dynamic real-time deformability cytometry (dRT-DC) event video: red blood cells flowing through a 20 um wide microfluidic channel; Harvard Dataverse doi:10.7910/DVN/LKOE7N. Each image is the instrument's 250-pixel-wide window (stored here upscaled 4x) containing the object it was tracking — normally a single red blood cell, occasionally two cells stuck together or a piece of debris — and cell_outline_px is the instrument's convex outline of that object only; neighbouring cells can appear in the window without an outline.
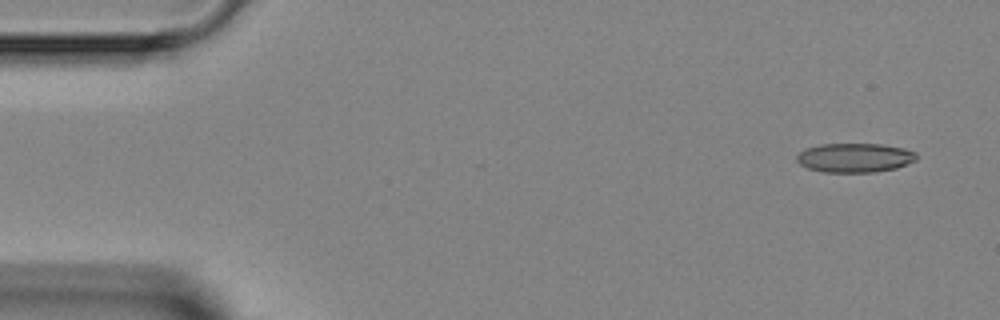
{"species": "Egyptian fruit bat (a non-hibernating species)", "species_latin": "Rousettus aegyptiacus", "temperature_condition": "room temperature", "stored_images_in_passage": 3, "camera_frame_rate_fps": 3000, "um_per_image_px": 0.085, "animal": {"sex": "female"}, "frame": {"image": 1, "passage_image": 1, "time_ms": 0.0, "image_size_px": [1000, 320], "cell_outline_px": [[916, 160], [908, 164], [896, 168], [876, 172], [824, 172], [808, 168], [800, 164], [796, 160], [796, 156], [804, 148], [820, 144], [884, 144], [904, 148], [916, 152]], "centroid_in_image_um": [72.66, 13.4], "position_along_channel_um": 12.3, "area_um2": 20.52}}
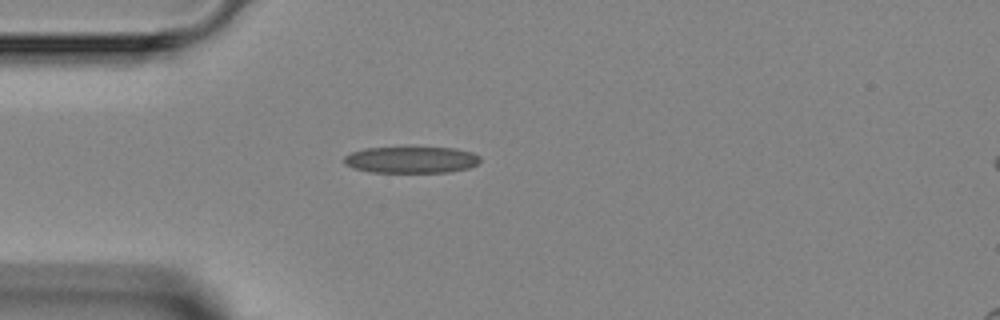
{"frame": {"image": 2, "passage_image": 3, "time_ms": 3.333, "image_size_px": [1000, 320], "cell_outline_px": [[480, 160], [476, 164], [468, 168], [448, 172], [372, 172], [352, 168], [344, 164], [344, 156], [352, 152], [364, 148], [456, 148], [472, 152], [480, 156]], "centroid_in_image_um": [34.94, 13.58], "position_along_channel_um": 50.1, "area_um2": 20.92}}